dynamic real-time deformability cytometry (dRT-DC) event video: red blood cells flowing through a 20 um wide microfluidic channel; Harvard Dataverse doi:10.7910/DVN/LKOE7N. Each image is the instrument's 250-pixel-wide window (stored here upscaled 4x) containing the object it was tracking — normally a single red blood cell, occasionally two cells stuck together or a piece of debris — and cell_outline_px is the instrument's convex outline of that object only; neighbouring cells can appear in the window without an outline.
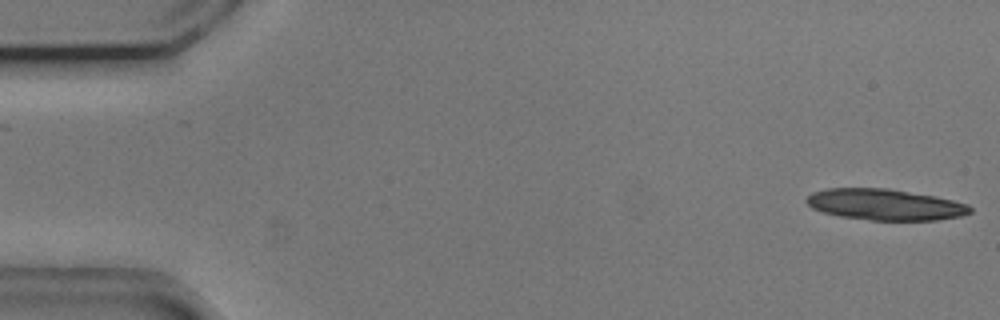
{"species": "common noctule bat (a hibernating species)", "species_latin": "Nyctalus noctula", "temperature_condition": "cold", "stored_images_in_passage": 54, "camera_frame_rate_fps": 3000, "um_per_image_px": 0.085, "animal": {"sex": "male", "body_mass_g": 20.5, "forearm_length_mm": 52.5}, "frame": {"image": 1, "passage_image": 1, "time_ms": 0.0, "image_size_px": [1000, 320], "cell_outline_px": [[972, 212], [960, 216], [936, 220], [872, 220], [840, 216], [824, 212], [812, 208], [804, 200], [812, 192], [828, 188], [888, 188], [936, 196], [968, 204], [972, 208]], "centroid_in_image_um": [75.23, 17.38], "position_along_channel_um": 9.8, "area_um2": 29.65}}
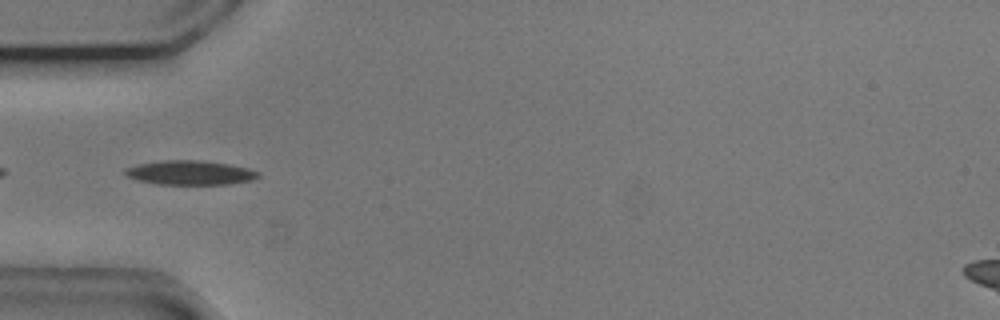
{"frame": {"image": 2, "passage_image": 17, "time_ms": 5.333, "image_size_px": [1000, 320], "cell_outline_px": [[260, 176], [252, 180], [224, 184], [156, 184], [136, 180], [128, 176], [124, 172], [124, 168], [140, 164], [164, 160], [200, 160], [228, 164], [248, 168], [260, 172]], "centroid_in_image_um": [16.15, 14.68], "position_along_channel_um": 68.8, "area_um2": 18.73}, "authors_computed_cell_mechanics": {"area_um2": 18.5827, "velocity_mm_per_s": 3.7154, "shape_relaxation_time_tau1_ms": 2.8143, "shape_relaxation_time_tau2_ms": 10.5723, "deformation_change_tau1": 0.1124, "deformation_change_tau2": 0.2209}}